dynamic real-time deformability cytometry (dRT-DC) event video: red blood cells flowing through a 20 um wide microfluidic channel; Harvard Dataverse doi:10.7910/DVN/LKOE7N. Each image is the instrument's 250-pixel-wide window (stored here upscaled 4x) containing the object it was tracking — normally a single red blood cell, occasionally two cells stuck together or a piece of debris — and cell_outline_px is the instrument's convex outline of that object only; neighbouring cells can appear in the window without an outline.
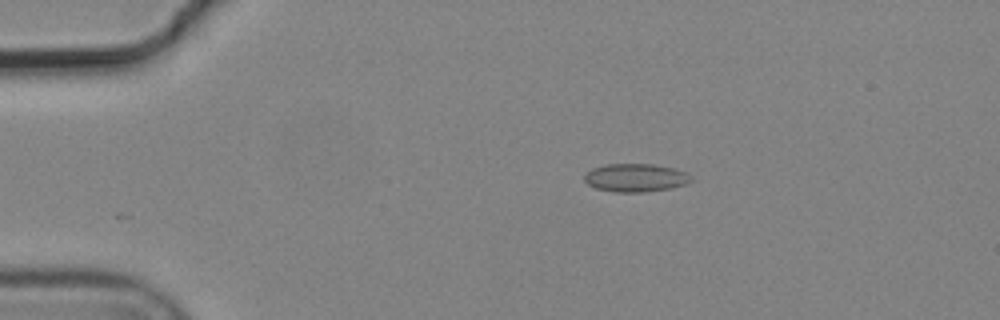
{"species": "common noctule bat (a hibernating species)", "species_latin": "Nyctalus noctula", "temperature_condition": "cold", "stored_images_in_passage": 7, "camera_frame_rate_fps": 3000, "um_per_image_px": 0.085, "animal": {"sex": "male", "body_mass_g": 19.2, "forearm_length_mm": 51.8}, "frame": {"image": 1, "passage_image": 1, "time_ms": 0.0, "image_size_px": [1000, 320], "cell_outline_px": [[692, 180], [688, 184], [672, 188], [644, 192], [616, 192], [596, 188], [588, 184], [584, 180], [584, 172], [592, 168], [604, 164], [656, 164], [676, 168], [688, 172], [692, 176]], "centroid_in_image_um": [54.06, 15.09], "position_along_channel_um": 30.9, "area_um2": 17.92}}
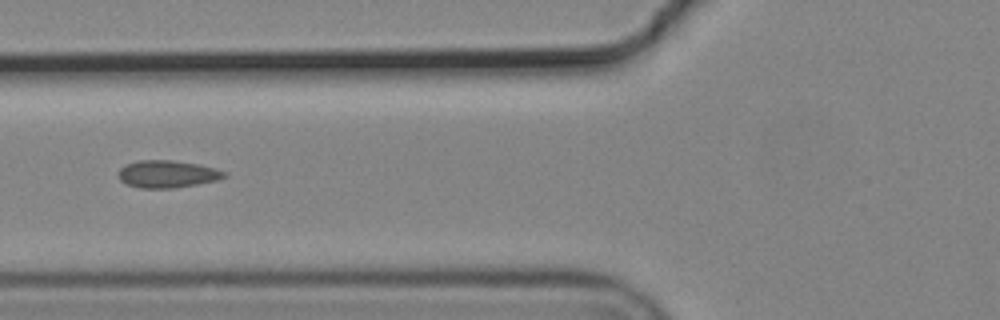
{"frame": {"image": 2, "passage_image": 4, "time_ms": 1.0, "image_size_px": [1000, 320], "cell_outline_px": [[228, 176], [216, 180], [196, 184], [172, 188], [140, 188], [128, 184], [120, 180], [120, 168], [124, 164], [140, 160], [172, 160], [200, 164], [216, 168], [228, 172]], "centroid_in_image_um": [14.26, 14.78], "position_along_channel_um": 111.5, "area_um2": 16.88}}
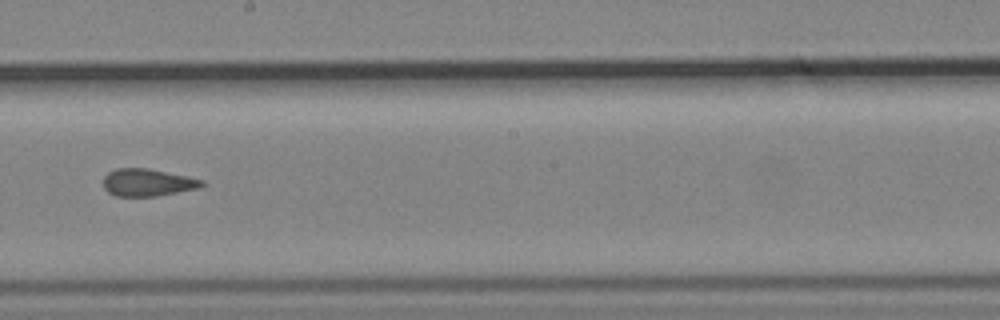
{"frame": {"image": 3, "passage_image": 7, "time_ms": 2.0, "image_size_px": [1000, 320], "cell_outline_px": [[208, 184], [200, 188], [156, 196], [116, 196], [108, 192], [104, 188], [104, 176], [108, 172], [116, 168], [148, 168], [188, 176], [204, 180]], "centroid_in_image_um": [12.59, 15.51], "position_along_channel_um": 235.6, "area_um2": 15.9}}